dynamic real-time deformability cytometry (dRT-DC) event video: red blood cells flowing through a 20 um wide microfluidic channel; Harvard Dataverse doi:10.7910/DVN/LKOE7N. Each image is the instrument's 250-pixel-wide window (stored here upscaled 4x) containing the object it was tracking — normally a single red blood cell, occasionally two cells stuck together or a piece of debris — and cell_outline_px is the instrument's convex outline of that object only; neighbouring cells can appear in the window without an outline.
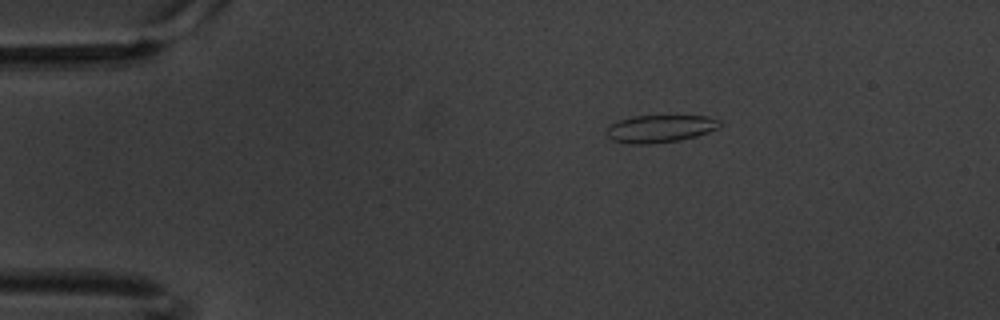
{"species": "common noctule bat (a hibernating species)", "species_latin": "Nyctalus noctula", "temperature_condition": "warm", "stored_images_in_passage": 10, "camera_frame_rate_fps": 3000, "um_per_image_px": 0.085, "animal": {"sex": "male", "body_mass_g": 20.1, "forearm_length_mm": 53.5}, "frame": {"image": 1, "passage_image": 3, "time_ms": 0.667, "image_size_px": [1000, 320], "cell_outline_px": [[720, 128], [696, 136], [680, 140], [652, 144], [628, 144], [612, 140], [608, 136], [608, 128], [612, 124], [620, 120], [632, 116], [708, 116], [720, 120]], "centroid_in_image_um": [56.14, 10.94], "position_along_channel_um": 28.9, "area_um2": 18.09}}
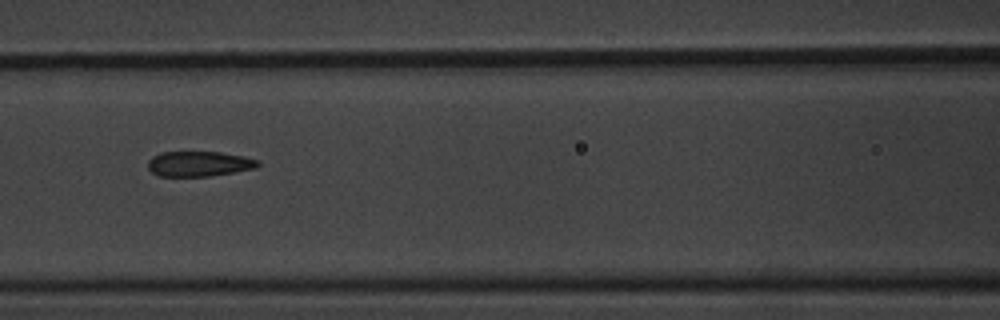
{"frame": {"image": 2, "passage_image": 7, "time_ms": 2.0, "image_size_px": [1000, 320], "cell_outline_px": [[260, 164], [256, 168], [208, 176], [156, 176], [148, 168], [148, 160], [152, 156], [160, 152], [220, 152], [244, 156], [260, 160]], "centroid_in_image_um": [16.9, 13.92], "position_along_channel_um": 149.7, "area_um2": 16.18}}
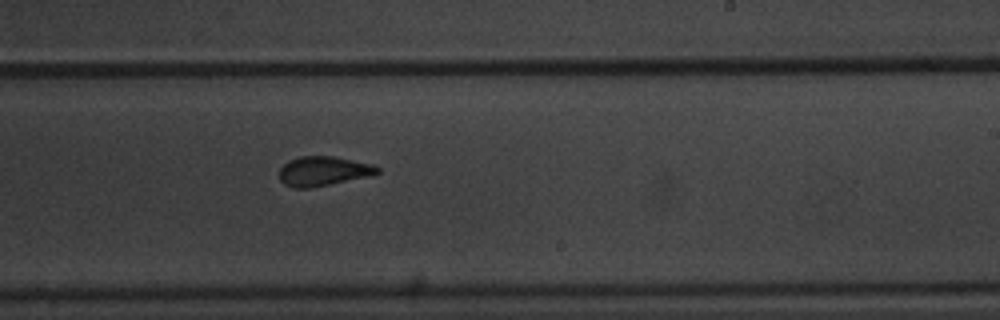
{"frame": {"image": 3, "passage_image": 10, "time_ms": 3.0, "image_size_px": [1000, 320], "cell_outline_px": [[380, 172], [372, 176], [312, 188], [292, 188], [284, 184], [280, 180], [280, 168], [288, 160], [300, 156], [332, 156], [376, 164], [380, 168]], "centroid_in_image_um": [27.52, 14.55], "position_along_channel_um": 261.5, "area_um2": 17.22}}